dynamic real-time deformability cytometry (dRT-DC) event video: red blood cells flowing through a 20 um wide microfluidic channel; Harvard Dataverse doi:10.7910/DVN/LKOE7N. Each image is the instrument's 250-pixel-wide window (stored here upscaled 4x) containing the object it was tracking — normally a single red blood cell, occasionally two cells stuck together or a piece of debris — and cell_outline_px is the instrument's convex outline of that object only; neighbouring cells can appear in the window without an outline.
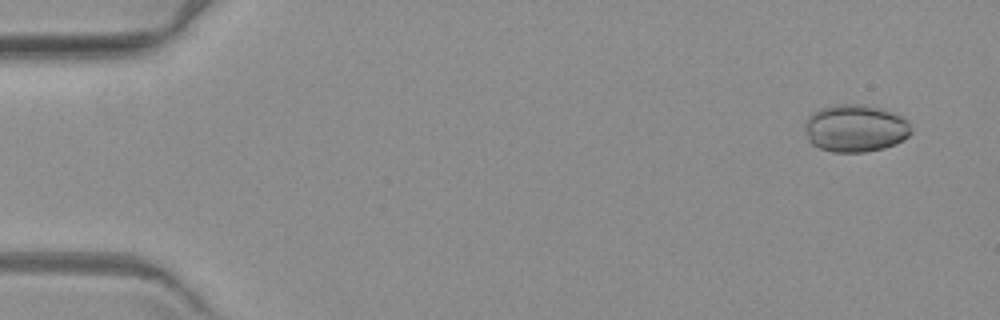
{"species": "common noctule bat (a hibernating species)", "species_latin": "Nyctalus noctula", "temperature_condition": "warm", "stored_images_in_passage": 3, "camera_frame_rate_fps": 3000, "um_per_image_px": 0.085, "animal": {"sex": "female", "body_mass_g": 19.3, "forearm_length_mm": 54.1}, "frame": {"image": 1, "passage_image": 1, "time_ms": 0.0, "image_size_px": [1000, 320], "cell_outline_px": [[912, 132], [904, 140], [896, 144], [884, 148], [864, 152], [832, 152], [820, 148], [812, 144], [808, 140], [804, 128], [804, 120], [812, 112], [820, 108], [836, 104], [860, 104], [880, 108], [892, 112], [900, 116], [912, 128]], "centroid_in_image_um": [72.67, 10.91], "position_along_channel_um": 12.3, "area_um2": 29.59}}